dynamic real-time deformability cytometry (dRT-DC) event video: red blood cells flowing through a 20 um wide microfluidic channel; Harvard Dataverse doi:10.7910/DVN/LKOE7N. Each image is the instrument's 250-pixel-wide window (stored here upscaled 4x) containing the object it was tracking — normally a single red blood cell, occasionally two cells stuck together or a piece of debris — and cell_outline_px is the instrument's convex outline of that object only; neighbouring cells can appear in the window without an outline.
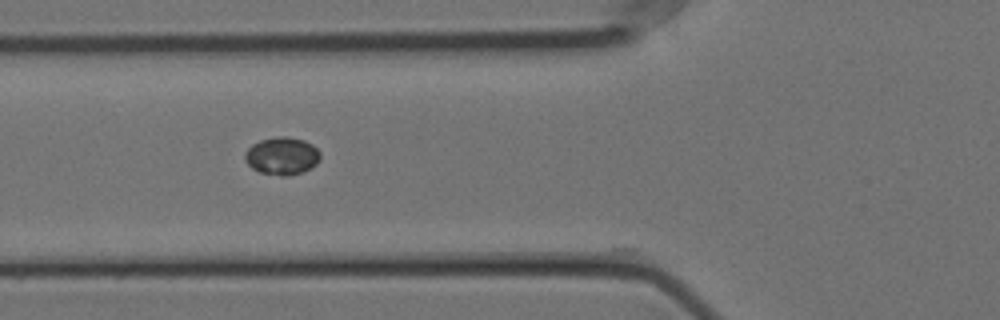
{"species": "Egyptian fruit bat (a non-hibernating species)", "species_latin": "Rousettus aegyptiacus", "temperature_condition": "cold", "stored_images_in_passage": 5, "camera_frame_rate_fps": 3000, "um_per_image_px": 0.085, "animal": {"sex": "female"}, "frame": {"image": 1, "passage_image": 2, "time_ms": 0.333, "image_size_px": [1000, 320], "cell_outline_px": [[320, 160], [316, 164], [300, 172], [288, 176], [280, 176], [260, 172], [252, 168], [244, 160], [244, 152], [252, 144], [260, 140], [280, 136], [284, 136], [304, 140], [312, 144], [320, 152]], "centroid_in_image_um": [23.95, 13.25], "position_along_channel_um": 101.9, "area_um2": 16.47}}